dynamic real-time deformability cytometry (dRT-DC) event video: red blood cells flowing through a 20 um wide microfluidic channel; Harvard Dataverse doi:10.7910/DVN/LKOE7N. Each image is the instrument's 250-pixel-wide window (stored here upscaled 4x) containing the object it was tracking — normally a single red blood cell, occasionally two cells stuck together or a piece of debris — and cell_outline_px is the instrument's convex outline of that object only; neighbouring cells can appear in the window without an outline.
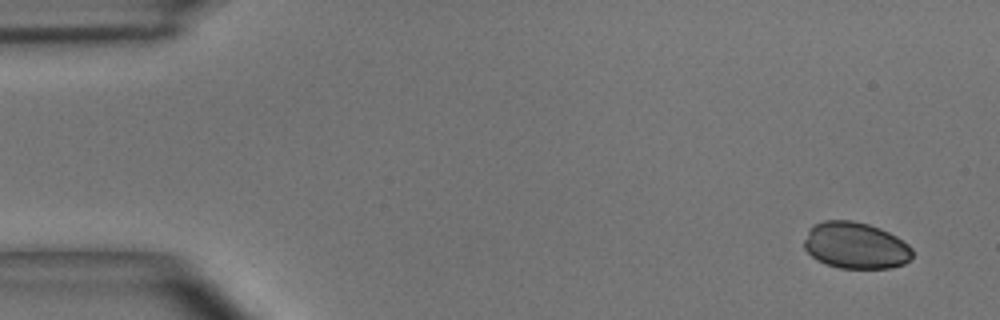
{"species": "common noctule bat (a hibernating species)", "species_latin": "Nyctalus noctula", "temperature_condition": "room temperature", "stored_images_in_passage": 4, "camera_frame_rate_fps": 3000, "um_per_image_px": 0.085, "animal": {"sex": "male", "body_mass_g": 15.6}, "frame": {"image": 1, "passage_image": 1, "time_ms": 0.0, "image_size_px": [1000, 320], "cell_outline_px": [[912, 256], [904, 264], [892, 268], [840, 268], [816, 260], [804, 248], [804, 240], [812, 224], [824, 220], [852, 220], [868, 224], [880, 228], [896, 236], [908, 244], [912, 248]], "centroid_in_image_um": [72.72, 20.86], "position_along_channel_um": 12.3, "area_um2": 29.42}}